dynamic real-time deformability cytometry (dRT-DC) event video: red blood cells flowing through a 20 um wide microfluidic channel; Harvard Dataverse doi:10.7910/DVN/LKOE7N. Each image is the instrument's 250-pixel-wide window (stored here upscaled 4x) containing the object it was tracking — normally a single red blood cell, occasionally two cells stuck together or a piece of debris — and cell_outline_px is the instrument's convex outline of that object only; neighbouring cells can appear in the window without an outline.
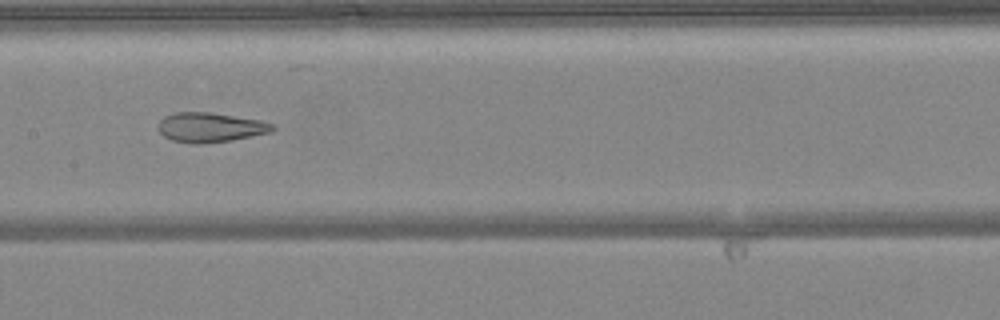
{"species": "common noctule bat (a hibernating species)", "species_latin": "Nyctalus noctula", "temperature_condition": "warm", "stored_images_in_passage": 34, "camera_frame_rate_fps": 3000, "um_per_image_px": 0.085, "animal": {"sex": "female", "body_mass_g": 24.6, "forearm_length_mm": 56.2}, "frame": {"image": 1, "passage_image": 9, "time_ms": 2.667, "image_size_px": [1000, 320], "cell_outline_px": [[276, 128], [272, 132], [232, 140], [200, 144], [192, 144], [172, 140], [164, 136], [160, 132], [160, 120], [164, 116], [176, 112], [208, 112], [260, 120], [276, 124]], "centroid_in_image_um": [17.92, 10.83], "position_along_channel_um": 189.5, "area_um2": 19.71}}
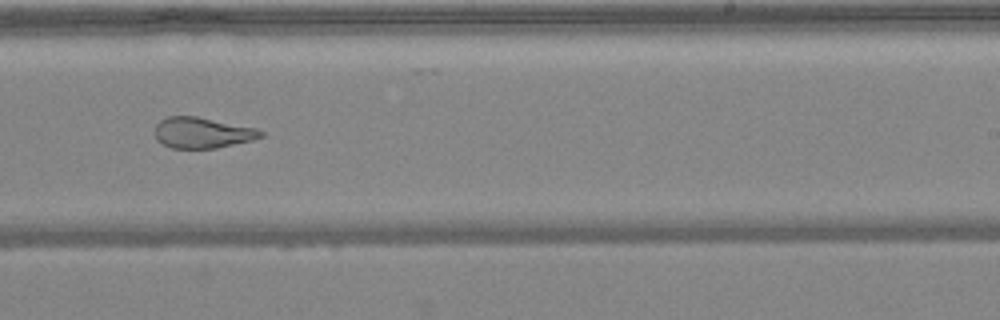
{"frame": {"image": 2, "passage_image": 15, "time_ms": 4.667, "image_size_px": [1000, 320], "cell_outline_px": [[264, 136], [252, 140], [216, 148], [172, 148], [156, 140], [156, 124], [160, 120], [168, 116], [196, 116], [256, 128], [264, 132]], "centroid_in_image_um": [17.2, 11.28], "position_along_channel_um": 271.8, "area_um2": 18.9}}
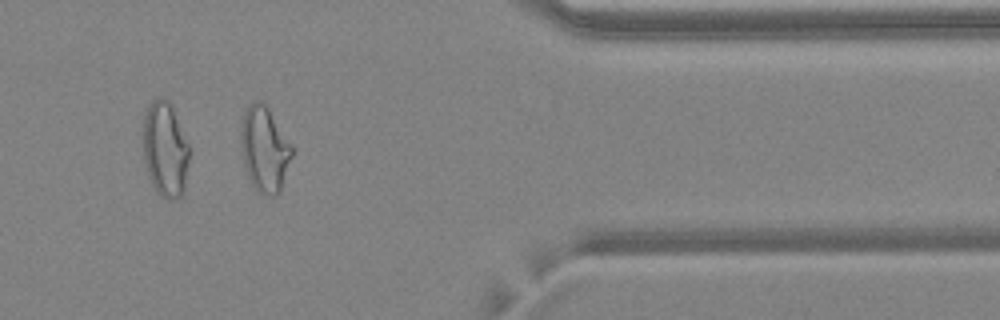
{"frame": {"image": 3, "passage_image": 25, "time_ms": 8.0, "image_size_px": [1000, 320], "cell_outline_px": [[292, 156], [280, 192], [276, 196], [268, 196], [260, 192], [252, 184], [248, 176], [244, 164], [240, 144], [240, 128], [244, 108], [252, 100], [260, 100], [268, 108], [292, 144]], "centroid_in_image_um": [22.47, 12.64], "position_along_channel_um": 388.9, "area_um2": 25.61}}